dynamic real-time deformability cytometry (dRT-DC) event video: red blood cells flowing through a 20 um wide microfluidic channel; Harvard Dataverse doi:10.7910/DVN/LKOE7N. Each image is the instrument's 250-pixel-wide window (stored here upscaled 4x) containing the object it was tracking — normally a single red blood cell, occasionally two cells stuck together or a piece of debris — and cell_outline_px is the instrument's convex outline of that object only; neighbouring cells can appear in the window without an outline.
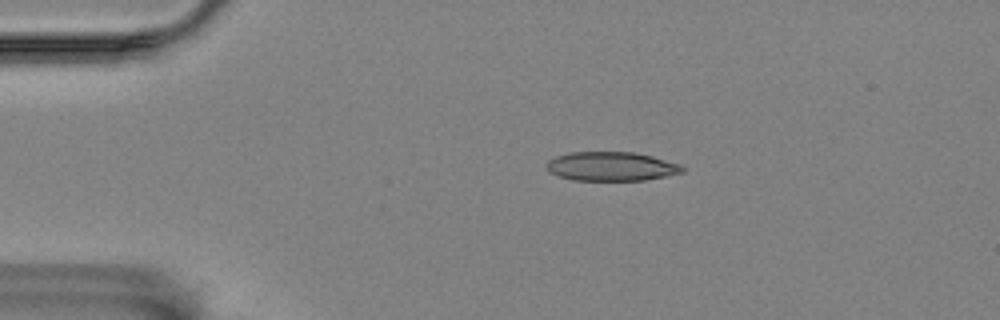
{"species": "Egyptian fruit bat (a non-hibernating species)", "species_latin": "Rousettus aegyptiacus", "temperature_condition": "room temperature", "stored_images_in_passage": 4, "camera_frame_rate_fps": 3000, "um_per_image_px": 0.085, "animal": {"sex": "female"}, "frame": {"image": 1, "passage_image": 1, "time_ms": 0.0, "image_size_px": [1000, 320], "cell_outline_px": [[684, 172], [668, 176], [644, 180], [572, 180], [560, 176], [552, 172], [544, 164], [548, 160], [556, 156], [572, 152], [636, 152], [652, 156], [680, 164], [684, 168]], "centroid_in_image_um": [51.99, 14.14], "position_along_channel_um": 33.0, "area_um2": 22.95}}